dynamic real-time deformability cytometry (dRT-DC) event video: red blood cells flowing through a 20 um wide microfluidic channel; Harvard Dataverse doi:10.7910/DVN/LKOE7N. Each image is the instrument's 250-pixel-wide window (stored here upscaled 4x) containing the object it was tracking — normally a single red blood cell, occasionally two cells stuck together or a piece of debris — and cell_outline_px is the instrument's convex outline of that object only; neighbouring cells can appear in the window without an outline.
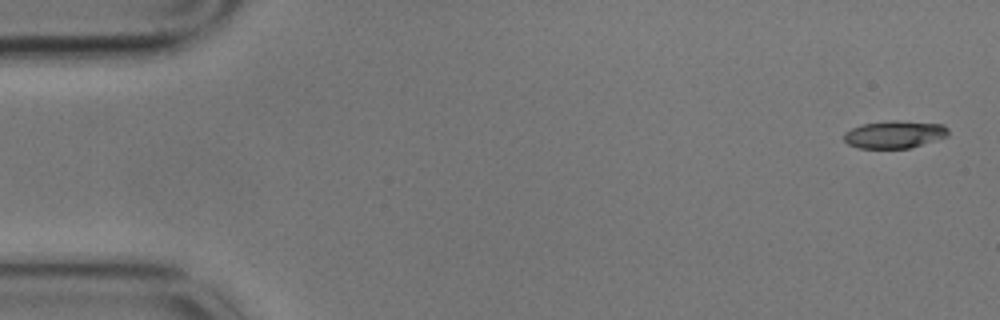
{"species": "common noctule bat (a hibernating species)", "species_latin": "Nyctalus noctula", "temperature_condition": "cold", "stored_images_in_passage": 3, "camera_frame_rate_fps": 3000, "um_per_image_px": 0.085, "animal": {"sex": "male", "body_mass_g": 17.9}, "frame": {"image": 1, "passage_image": 1, "time_ms": 0.0, "image_size_px": [1000, 320], "cell_outline_px": [[948, 136], [908, 148], [860, 148], [848, 144], [844, 140], [844, 132], [852, 128], [864, 124], [892, 120], [896, 120], [944, 124], [948, 128]], "centroid_in_image_um": [76.03, 11.42], "position_along_channel_um": 9.0, "area_um2": 16.59}}
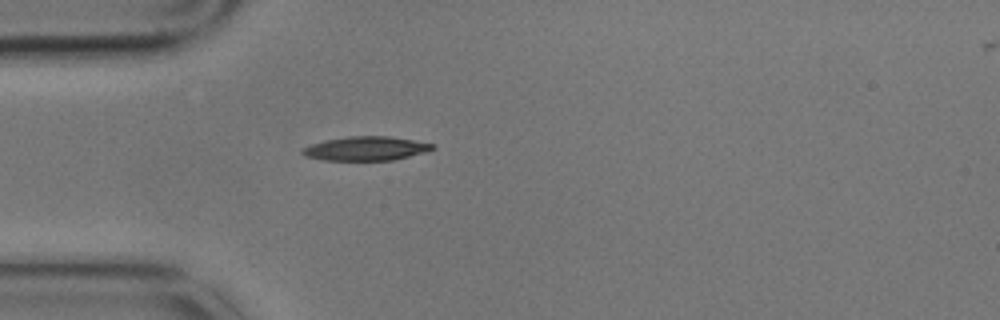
{"frame": {"image": 2, "passage_image": 3, "time_ms": 0.667, "image_size_px": [1000, 320], "cell_outline_px": [[436, 148], [424, 152], [392, 160], [324, 160], [304, 156], [300, 152], [300, 148], [324, 140], [348, 136], [388, 136], [436, 144]], "centroid_in_image_um": [31.06, 12.62], "position_along_channel_um": 53.9, "area_um2": 18.21}}